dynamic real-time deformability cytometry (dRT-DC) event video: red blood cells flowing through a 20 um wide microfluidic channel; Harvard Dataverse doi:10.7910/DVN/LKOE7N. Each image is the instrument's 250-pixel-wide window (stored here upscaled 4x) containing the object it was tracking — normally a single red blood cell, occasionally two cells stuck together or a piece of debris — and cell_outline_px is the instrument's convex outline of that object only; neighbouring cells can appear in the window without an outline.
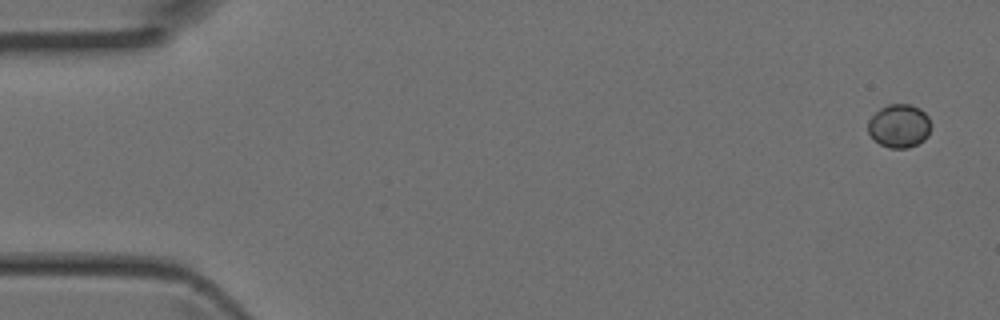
{"species": "Egyptian fruit bat (a non-hibernating species)", "species_latin": "Rousettus aegyptiacus", "temperature_condition": "room temperature", "stored_images_in_passage": 5, "camera_frame_rate_fps": 3000, "um_per_image_px": 0.085, "animal": {"sex": "female"}, "frame": {"image": 1, "passage_image": 1, "time_ms": 0.0, "image_size_px": [1000, 320], "cell_outline_px": [[932, 124], [928, 136], [924, 140], [908, 148], [888, 148], [880, 144], [868, 132], [868, 120], [880, 108], [888, 104], [912, 104], [920, 108], [928, 116]], "centroid_in_image_um": [76.46, 10.69], "position_along_channel_um": 8.5, "area_um2": 16.07}}
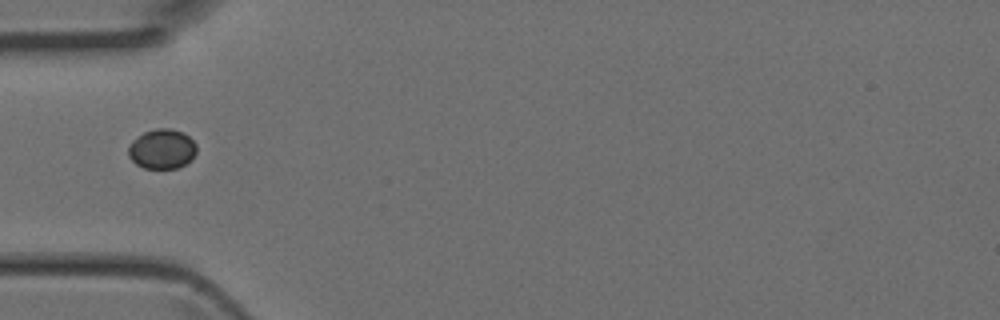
{"frame": {"image": 2, "passage_image": 4, "time_ms": 1.0, "image_size_px": [1000, 320], "cell_outline_px": [[196, 152], [192, 160], [176, 168], [144, 168], [136, 164], [128, 156], [128, 144], [136, 136], [144, 132], [156, 128], [168, 128], [184, 132], [196, 144]], "centroid_in_image_um": [13.75, 12.65], "position_along_channel_um": 71.2, "area_um2": 15.95}}
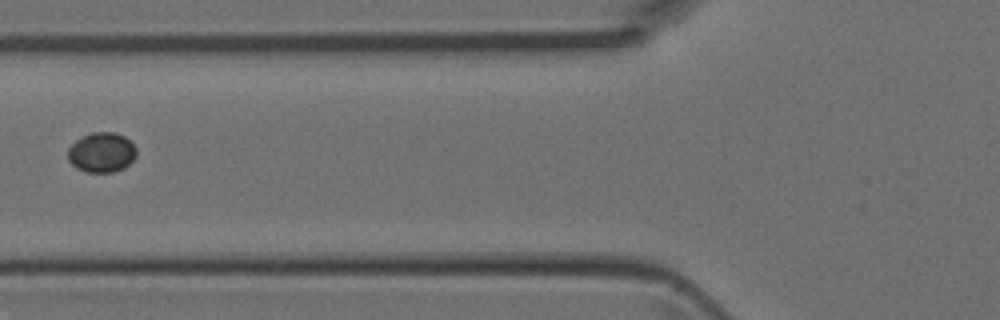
{"frame": {"image": 3, "passage_image": 5, "time_ms": 1.333, "image_size_px": [1000, 320], "cell_outline_px": [[136, 156], [124, 168], [112, 172], [88, 172], [76, 168], [68, 160], [68, 148], [80, 136], [92, 132], [116, 132], [124, 136], [136, 148]], "centroid_in_image_um": [8.62, 12.94], "position_along_channel_um": 117.2, "area_um2": 15.95}}